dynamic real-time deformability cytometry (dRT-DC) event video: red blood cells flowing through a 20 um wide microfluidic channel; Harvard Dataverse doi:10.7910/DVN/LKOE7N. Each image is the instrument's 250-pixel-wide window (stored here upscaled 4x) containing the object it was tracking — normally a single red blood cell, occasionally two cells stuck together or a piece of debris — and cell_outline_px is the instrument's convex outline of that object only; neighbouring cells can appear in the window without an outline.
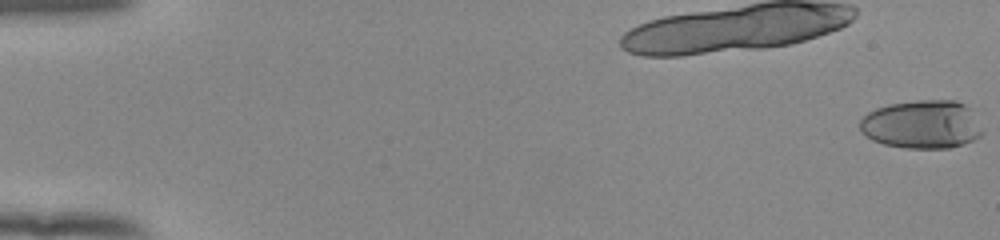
{"species": "human", "species_latin": "Homo sapiens", "temperature_condition": "room temperature", "stored_images_in_passage": 55, "camera_frame_rate_fps": 3000, "um_per_image_px": 0.085, "donor": {"sex": "female"}, "frame": {"image": 1, "passage_image": 1, "time_ms": 0.0, "image_size_px": [1000, 240], "cell_outline_px": [[984, 132], [980, 136], [964, 144], [948, 148], [904, 148], [884, 144], [872, 140], [860, 132], [860, 120], [868, 112], [876, 108], [888, 104], [916, 100], [956, 100], [972, 108]], "centroid_in_image_um": [78.38, 10.57], "position_along_channel_um": 6.6, "area_um2": 34.97}}
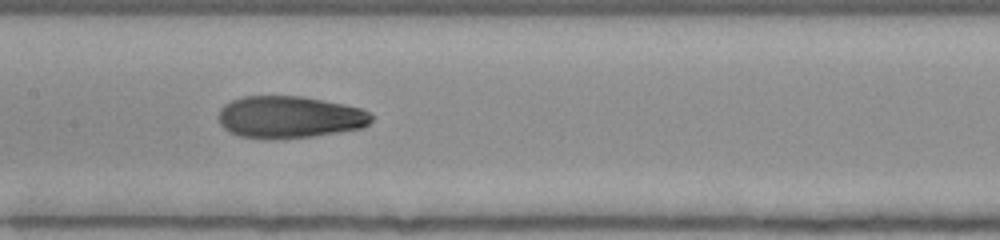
{"frame": {"image": 2, "passage_image": 29, "time_ms": 9.333, "image_size_px": [1000, 240], "cell_outline_px": [[372, 120], [364, 128], [312, 136], [240, 136], [224, 128], [220, 124], [216, 116], [220, 108], [224, 104], [232, 100], [244, 96], [300, 96], [344, 104], [360, 108], [368, 112], [372, 116]], "centroid_in_image_um": [24.61, 9.91], "position_along_channel_um": 182.8, "area_um2": 36.65}}
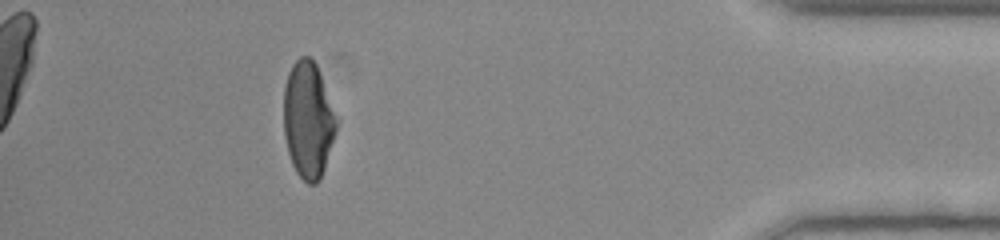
{"frame": {"image": 3, "passage_image": 50, "time_ms": 16.333, "image_size_px": [1000, 240], "cell_outline_px": [[336, 132], [320, 180], [316, 184], [308, 184], [296, 172], [292, 164], [288, 152], [284, 136], [284, 88], [288, 72], [292, 64], [300, 56], [308, 56], [316, 64], [336, 120]], "centroid_in_image_um": [26.16, 10.21], "position_along_channel_um": 409.0, "area_um2": 35.2}, "authors_computed_cell_mechanics": {"area_um2": 36.8764, "velocity_mm_per_s": 3.8916, "shape_relaxation_time_tau1_ms": 5.1835, "shape_relaxation_time_tau2_ms": 1.8701, "deformation_change_tau1": 0.236, "deformation_change_tau2": 0.0772}}